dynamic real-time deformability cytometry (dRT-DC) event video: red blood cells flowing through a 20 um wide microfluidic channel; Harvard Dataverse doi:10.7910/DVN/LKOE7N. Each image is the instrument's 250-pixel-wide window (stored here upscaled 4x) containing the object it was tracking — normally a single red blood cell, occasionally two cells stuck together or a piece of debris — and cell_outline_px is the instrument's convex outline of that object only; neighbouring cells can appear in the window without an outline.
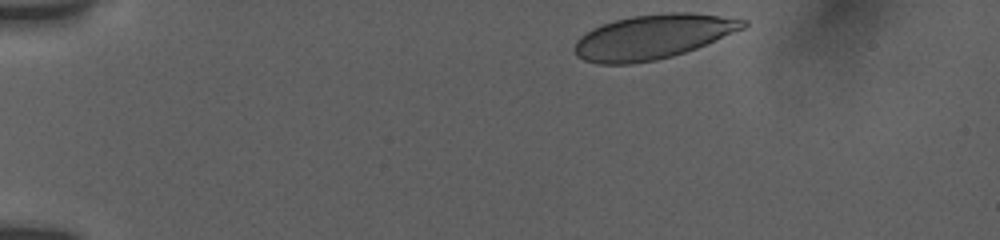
{"species": "human", "species_latin": "Homo sapiens", "temperature_condition": "room temperature", "stored_images_in_passage": 22, "camera_frame_rate_fps": 3000, "um_per_image_px": 0.085, "donor": {"sex": "female"}, "frame": {"image": 1, "passage_image": 1, "time_ms": 0.0, "image_size_px": [1000, 240], "cell_outline_px": [[748, 24], [744, 28], [696, 48], [672, 56], [656, 60], [632, 64], [596, 64], [584, 60], [576, 56], [572, 48], [576, 40], [580, 36], [592, 28], [616, 20], [632, 16], [668, 12], [692, 12], [748, 20]], "centroid_in_image_um": [55.45, 3.13], "position_along_channel_um": 29.5, "area_um2": 43.7}}
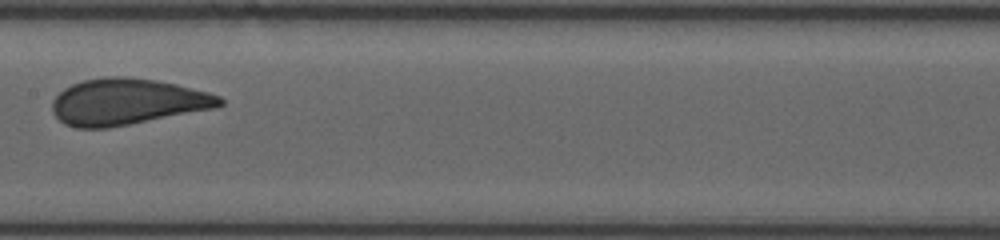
{"frame": {"image": 2, "passage_image": 13, "time_ms": 6.667, "image_size_px": [1000, 240], "cell_outline_px": [[224, 104], [212, 108], [108, 128], [76, 128], [64, 124], [52, 112], [52, 100], [64, 88], [72, 84], [84, 80], [104, 76], [128, 76], [156, 80], [176, 84], [208, 92], [220, 96], [224, 100]], "centroid_in_image_um": [10.77, 8.64], "position_along_channel_um": 196.6, "area_um2": 44.97}}
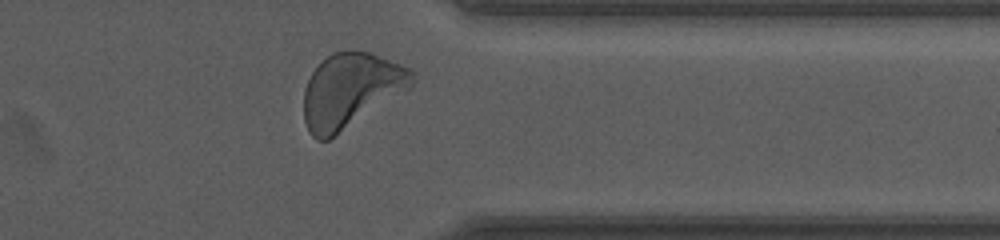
{"frame": {"image": 3, "passage_image": 21, "time_ms": 11.667, "image_size_px": [1000, 240], "cell_outline_px": [[412, 84], [408, 88], [328, 140], [316, 140], [308, 132], [304, 120], [304, 88], [312, 72], [332, 52], [368, 52], [412, 68]], "centroid_in_image_um": [29.76, 7.69], "position_along_channel_um": 381.6, "area_um2": 45.84}, "authors_computed_cell_mechanics": {"area_um2": 44.3326, "velocity_mm_per_s": 3.7686, "shape_relaxation_time_tau1_ms": 3.0993, "shape_relaxation_time_tau2_ms": null, "deformation_change_tau1": 0.123, "deformation_change_tau2": null}}